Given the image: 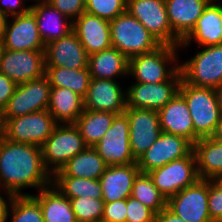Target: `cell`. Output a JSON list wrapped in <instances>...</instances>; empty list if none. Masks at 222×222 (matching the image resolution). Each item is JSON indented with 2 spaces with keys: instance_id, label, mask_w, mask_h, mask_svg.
<instances>
[{
  "instance_id": "cell-1",
  "label": "cell",
  "mask_w": 222,
  "mask_h": 222,
  "mask_svg": "<svg viewBox=\"0 0 222 222\" xmlns=\"http://www.w3.org/2000/svg\"><path fill=\"white\" fill-rule=\"evenodd\" d=\"M51 184L40 146L0 138V189L13 196H31L23 190L39 191Z\"/></svg>"
},
{
  "instance_id": "cell-2",
  "label": "cell",
  "mask_w": 222,
  "mask_h": 222,
  "mask_svg": "<svg viewBox=\"0 0 222 222\" xmlns=\"http://www.w3.org/2000/svg\"><path fill=\"white\" fill-rule=\"evenodd\" d=\"M179 46L161 44L157 49L129 59L128 76L135 82L160 83L170 80L179 70Z\"/></svg>"
},
{
  "instance_id": "cell-3",
  "label": "cell",
  "mask_w": 222,
  "mask_h": 222,
  "mask_svg": "<svg viewBox=\"0 0 222 222\" xmlns=\"http://www.w3.org/2000/svg\"><path fill=\"white\" fill-rule=\"evenodd\" d=\"M185 100L194 126V134L200 138L211 137L221 118L215 90L197 87L181 80L178 92Z\"/></svg>"
},
{
  "instance_id": "cell-4",
  "label": "cell",
  "mask_w": 222,
  "mask_h": 222,
  "mask_svg": "<svg viewBox=\"0 0 222 222\" xmlns=\"http://www.w3.org/2000/svg\"><path fill=\"white\" fill-rule=\"evenodd\" d=\"M112 47L128 59L151 52L161 43L127 11L109 21Z\"/></svg>"
},
{
  "instance_id": "cell-5",
  "label": "cell",
  "mask_w": 222,
  "mask_h": 222,
  "mask_svg": "<svg viewBox=\"0 0 222 222\" xmlns=\"http://www.w3.org/2000/svg\"><path fill=\"white\" fill-rule=\"evenodd\" d=\"M197 50L190 59L182 63L180 60L182 79L197 87L215 89L222 84V44L200 46Z\"/></svg>"
},
{
  "instance_id": "cell-6",
  "label": "cell",
  "mask_w": 222,
  "mask_h": 222,
  "mask_svg": "<svg viewBox=\"0 0 222 222\" xmlns=\"http://www.w3.org/2000/svg\"><path fill=\"white\" fill-rule=\"evenodd\" d=\"M86 147L75 124H57L52 134L41 145L44 165L53 176Z\"/></svg>"
},
{
  "instance_id": "cell-7",
  "label": "cell",
  "mask_w": 222,
  "mask_h": 222,
  "mask_svg": "<svg viewBox=\"0 0 222 222\" xmlns=\"http://www.w3.org/2000/svg\"><path fill=\"white\" fill-rule=\"evenodd\" d=\"M126 11L135 17L161 44L179 46L172 31L165 0H127Z\"/></svg>"
},
{
  "instance_id": "cell-8",
  "label": "cell",
  "mask_w": 222,
  "mask_h": 222,
  "mask_svg": "<svg viewBox=\"0 0 222 222\" xmlns=\"http://www.w3.org/2000/svg\"><path fill=\"white\" fill-rule=\"evenodd\" d=\"M3 137L9 141L40 146L52 134L57 123L48 110L2 119Z\"/></svg>"
},
{
  "instance_id": "cell-9",
  "label": "cell",
  "mask_w": 222,
  "mask_h": 222,
  "mask_svg": "<svg viewBox=\"0 0 222 222\" xmlns=\"http://www.w3.org/2000/svg\"><path fill=\"white\" fill-rule=\"evenodd\" d=\"M148 174L166 200L200 179L193 151L184 158L151 170Z\"/></svg>"
},
{
  "instance_id": "cell-10",
  "label": "cell",
  "mask_w": 222,
  "mask_h": 222,
  "mask_svg": "<svg viewBox=\"0 0 222 222\" xmlns=\"http://www.w3.org/2000/svg\"><path fill=\"white\" fill-rule=\"evenodd\" d=\"M51 85L48 77L17 84L13 96L3 109L2 119H11L48 110Z\"/></svg>"
},
{
  "instance_id": "cell-11",
  "label": "cell",
  "mask_w": 222,
  "mask_h": 222,
  "mask_svg": "<svg viewBox=\"0 0 222 222\" xmlns=\"http://www.w3.org/2000/svg\"><path fill=\"white\" fill-rule=\"evenodd\" d=\"M182 80L179 70L170 80L160 83L132 82L126 87V107L160 110L178 92Z\"/></svg>"
},
{
  "instance_id": "cell-12",
  "label": "cell",
  "mask_w": 222,
  "mask_h": 222,
  "mask_svg": "<svg viewBox=\"0 0 222 222\" xmlns=\"http://www.w3.org/2000/svg\"><path fill=\"white\" fill-rule=\"evenodd\" d=\"M108 166L136 163L129 141V120L117 115L102 139L93 147Z\"/></svg>"
},
{
  "instance_id": "cell-13",
  "label": "cell",
  "mask_w": 222,
  "mask_h": 222,
  "mask_svg": "<svg viewBox=\"0 0 222 222\" xmlns=\"http://www.w3.org/2000/svg\"><path fill=\"white\" fill-rule=\"evenodd\" d=\"M167 208L186 222H213L208 209V180L199 179L170 197Z\"/></svg>"
},
{
  "instance_id": "cell-14",
  "label": "cell",
  "mask_w": 222,
  "mask_h": 222,
  "mask_svg": "<svg viewBox=\"0 0 222 222\" xmlns=\"http://www.w3.org/2000/svg\"><path fill=\"white\" fill-rule=\"evenodd\" d=\"M193 151V143L185 137L162 132L160 137L137 160L140 173H148Z\"/></svg>"
},
{
  "instance_id": "cell-15",
  "label": "cell",
  "mask_w": 222,
  "mask_h": 222,
  "mask_svg": "<svg viewBox=\"0 0 222 222\" xmlns=\"http://www.w3.org/2000/svg\"><path fill=\"white\" fill-rule=\"evenodd\" d=\"M45 50H6L0 60V72L16 84L45 75Z\"/></svg>"
},
{
  "instance_id": "cell-16",
  "label": "cell",
  "mask_w": 222,
  "mask_h": 222,
  "mask_svg": "<svg viewBox=\"0 0 222 222\" xmlns=\"http://www.w3.org/2000/svg\"><path fill=\"white\" fill-rule=\"evenodd\" d=\"M124 114L129 120V141L133 157L137 160L162 133L158 112L126 107Z\"/></svg>"
},
{
  "instance_id": "cell-17",
  "label": "cell",
  "mask_w": 222,
  "mask_h": 222,
  "mask_svg": "<svg viewBox=\"0 0 222 222\" xmlns=\"http://www.w3.org/2000/svg\"><path fill=\"white\" fill-rule=\"evenodd\" d=\"M117 80L91 78L83 98L85 110L123 114L126 109V89Z\"/></svg>"
},
{
  "instance_id": "cell-18",
  "label": "cell",
  "mask_w": 222,
  "mask_h": 222,
  "mask_svg": "<svg viewBox=\"0 0 222 222\" xmlns=\"http://www.w3.org/2000/svg\"><path fill=\"white\" fill-rule=\"evenodd\" d=\"M2 42L6 50H45L35 15L31 11L8 17Z\"/></svg>"
},
{
  "instance_id": "cell-19",
  "label": "cell",
  "mask_w": 222,
  "mask_h": 222,
  "mask_svg": "<svg viewBox=\"0 0 222 222\" xmlns=\"http://www.w3.org/2000/svg\"><path fill=\"white\" fill-rule=\"evenodd\" d=\"M222 0H212L204 9L193 29L181 40L179 49L222 44Z\"/></svg>"
},
{
  "instance_id": "cell-20",
  "label": "cell",
  "mask_w": 222,
  "mask_h": 222,
  "mask_svg": "<svg viewBox=\"0 0 222 222\" xmlns=\"http://www.w3.org/2000/svg\"><path fill=\"white\" fill-rule=\"evenodd\" d=\"M89 55L74 31L45 45V67L82 69L88 67Z\"/></svg>"
},
{
  "instance_id": "cell-21",
  "label": "cell",
  "mask_w": 222,
  "mask_h": 222,
  "mask_svg": "<svg viewBox=\"0 0 222 222\" xmlns=\"http://www.w3.org/2000/svg\"><path fill=\"white\" fill-rule=\"evenodd\" d=\"M73 31L88 55L112 47L108 20L83 12L73 21Z\"/></svg>"
},
{
  "instance_id": "cell-22",
  "label": "cell",
  "mask_w": 222,
  "mask_h": 222,
  "mask_svg": "<svg viewBox=\"0 0 222 222\" xmlns=\"http://www.w3.org/2000/svg\"><path fill=\"white\" fill-rule=\"evenodd\" d=\"M139 173L137 163L108 166L99 179L102 200L110 203L130 197L134 180Z\"/></svg>"
},
{
  "instance_id": "cell-23",
  "label": "cell",
  "mask_w": 222,
  "mask_h": 222,
  "mask_svg": "<svg viewBox=\"0 0 222 222\" xmlns=\"http://www.w3.org/2000/svg\"><path fill=\"white\" fill-rule=\"evenodd\" d=\"M162 132L187 138L193 144L199 139L184 98L177 93L165 106L158 110Z\"/></svg>"
},
{
  "instance_id": "cell-24",
  "label": "cell",
  "mask_w": 222,
  "mask_h": 222,
  "mask_svg": "<svg viewBox=\"0 0 222 222\" xmlns=\"http://www.w3.org/2000/svg\"><path fill=\"white\" fill-rule=\"evenodd\" d=\"M30 11L35 15L39 35L45 45L73 31V21L48 1L32 4Z\"/></svg>"
},
{
  "instance_id": "cell-25",
  "label": "cell",
  "mask_w": 222,
  "mask_h": 222,
  "mask_svg": "<svg viewBox=\"0 0 222 222\" xmlns=\"http://www.w3.org/2000/svg\"><path fill=\"white\" fill-rule=\"evenodd\" d=\"M212 0H165L172 31L182 40Z\"/></svg>"
},
{
  "instance_id": "cell-26",
  "label": "cell",
  "mask_w": 222,
  "mask_h": 222,
  "mask_svg": "<svg viewBox=\"0 0 222 222\" xmlns=\"http://www.w3.org/2000/svg\"><path fill=\"white\" fill-rule=\"evenodd\" d=\"M88 68L91 78L95 79L129 78V59L114 47L89 55Z\"/></svg>"
},
{
  "instance_id": "cell-27",
  "label": "cell",
  "mask_w": 222,
  "mask_h": 222,
  "mask_svg": "<svg viewBox=\"0 0 222 222\" xmlns=\"http://www.w3.org/2000/svg\"><path fill=\"white\" fill-rule=\"evenodd\" d=\"M83 110L80 95L66 87H51L48 112L57 124H75Z\"/></svg>"
},
{
  "instance_id": "cell-28",
  "label": "cell",
  "mask_w": 222,
  "mask_h": 222,
  "mask_svg": "<svg viewBox=\"0 0 222 222\" xmlns=\"http://www.w3.org/2000/svg\"><path fill=\"white\" fill-rule=\"evenodd\" d=\"M193 152L200 179L217 180L222 175V142L200 138L193 144Z\"/></svg>"
},
{
  "instance_id": "cell-29",
  "label": "cell",
  "mask_w": 222,
  "mask_h": 222,
  "mask_svg": "<svg viewBox=\"0 0 222 222\" xmlns=\"http://www.w3.org/2000/svg\"><path fill=\"white\" fill-rule=\"evenodd\" d=\"M31 196L40 204L44 222H77L70 199L53 184Z\"/></svg>"
},
{
  "instance_id": "cell-30",
  "label": "cell",
  "mask_w": 222,
  "mask_h": 222,
  "mask_svg": "<svg viewBox=\"0 0 222 222\" xmlns=\"http://www.w3.org/2000/svg\"><path fill=\"white\" fill-rule=\"evenodd\" d=\"M108 165L93 147H86L53 176H72L99 180Z\"/></svg>"
},
{
  "instance_id": "cell-31",
  "label": "cell",
  "mask_w": 222,
  "mask_h": 222,
  "mask_svg": "<svg viewBox=\"0 0 222 222\" xmlns=\"http://www.w3.org/2000/svg\"><path fill=\"white\" fill-rule=\"evenodd\" d=\"M118 114L105 111L83 110L77 118L78 127L87 147H94L105 135Z\"/></svg>"
},
{
  "instance_id": "cell-32",
  "label": "cell",
  "mask_w": 222,
  "mask_h": 222,
  "mask_svg": "<svg viewBox=\"0 0 222 222\" xmlns=\"http://www.w3.org/2000/svg\"><path fill=\"white\" fill-rule=\"evenodd\" d=\"M45 75L50 81L51 87L69 88L82 98L85 97L91 75L89 68L67 69L64 67H45Z\"/></svg>"
},
{
  "instance_id": "cell-33",
  "label": "cell",
  "mask_w": 222,
  "mask_h": 222,
  "mask_svg": "<svg viewBox=\"0 0 222 222\" xmlns=\"http://www.w3.org/2000/svg\"><path fill=\"white\" fill-rule=\"evenodd\" d=\"M52 184L68 199L82 196L102 199V188L96 179L52 176Z\"/></svg>"
},
{
  "instance_id": "cell-34",
  "label": "cell",
  "mask_w": 222,
  "mask_h": 222,
  "mask_svg": "<svg viewBox=\"0 0 222 222\" xmlns=\"http://www.w3.org/2000/svg\"><path fill=\"white\" fill-rule=\"evenodd\" d=\"M131 197L139 200L155 214L167 207L166 198L156 188L148 173H139L135 178Z\"/></svg>"
},
{
  "instance_id": "cell-35",
  "label": "cell",
  "mask_w": 222,
  "mask_h": 222,
  "mask_svg": "<svg viewBox=\"0 0 222 222\" xmlns=\"http://www.w3.org/2000/svg\"><path fill=\"white\" fill-rule=\"evenodd\" d=\"M44 222L40 204L32 196H14L7 222Z\"/></svg>"
},
{
  "instance_id": "cell-36",
  "label": "cell",
  "mask_w": 222,
  "mask_h": 222,
  "mask_svg": "<svg viewBox=\"0 0 222 222\" xmlns=\"http://www.w3.org/2000/svg\"><path fill=\"white\" fill-rule=\"evenodd\" d=\"M77 222H98L102 219L105 202L86 196L70 199Z\"/></svg>"
},
{
  "instance_id": "cell-37",
  "label": "cell",
  "mask_w": 222,
  "mask_h": 222,
  "mask_svg": "<svg viewBox=\"0 0 222 222\" xmlns=\"http://www.w3.org/2000/svg\"><path fill=\"white\" fill-rule=\"evenodd\" d=\"M127 0H86L85 12L111 21L126 12Z\"/></svg>"
},
{
  "instance_id": "cell-38",
  "label": "cell",
  "mask_w": 222,
  "mask_h": 222,
  "mask_svg": "<svg viewBox=\"0 0 222 222\" xmlns=\"http://www.w3.org/2000/svg\"><path fill=\"white\" fill-rule=\"evenodd\" d=\"M208 209L213 222L222 221V184L218 180H208Z\"/></svg>"
},
{
  "instance_id": "cell-39",
  "label": "cell",
  "mask_w": 222,
  "mask_h": 222,
  "mask_svg": "<svg viewBox=\"0 0 222 222\" xmlns=\"http://www.w3.org/2000/svg\"><path fill=\"white\" fill-rule=\"evenodd\" d=\"M126 222H155V213L131 196L126 199Z\"/></svg>"
},
{
  "instance_id": "cell-40",
  "label": "cell",
  "mask_w": 222,
  "mask_h": 222,
  "mask_svg": "<svg viewBox=\"0 0 222 222\" xmlns=\"http://www.w3.org/2000/svg\"><path fill=\"white\" fill-rule=\"evenodd\" d=\"M86 0H49L50 4L72 21L85 12Z\"/></svg>"
},
{
  "instance_id": "cell-41",
  "label": "cell",
  "mask_w": 222,
  "mask_h": 222,
  "mask_svg": "<svg viewBox=\"0 0 222 222\" xmlns=\"http://www.w3.org/2000/svg\"><path fill=\"white\" fill-rule=\"evenodd\" d=\"M126 199L105 203L102 221L105 222H126Z\"/></svg>"
},
{
  "instance_id": "cell-42",
  "label": "cell",
  "mask_w": 222,
  "mask_h": 222,
  "mask_svg": "<svg viewBox=\"0 0 222 222\" xmlns=\"http://www.w3.org/2000/svg\"><path fill=\"white\" fill-rule=\"evenodd\" d=\"M28 0H0V10L8 17L22 15L31 10V5L26 6Z\"/></svg>"
},
{
  "instance_id": "cell-43",
  "label": "cell",
  "mask_w": 222,
  "mask_h": 222,
  "mask_svg": "<svg viewBox=\"0 0 222 222\" xmlns=\"http://www.w3.org/2000/svg\"><path fill=\"white\" fill-rule=\"evenodd\" d=\"M17 84L0 72V111L7 106L9 99L13 96Z\"/></svg>"
},
{
  "instance_id": "cell-44",
  "label": "cell",
  "mask_w": 222,
  "mask_h": 222,
  "mask_svg": "<svg viewBox=\"0 0 222 222\" xmlns=\"http://www.w3.org/2000/svg\"><path fill=\"white\" fill-rule=\"evenodd\" d=\"M0 192V222H7L9 208L14 196L2 189H0Z\"/></svg>"
},
{
  "instance_id": "cell-45",
  "label": "cell",
  "mask_w": 222,
  "mask_h": 222,
  "mask_svg": "<svg viewBox=\"0 0 222 222\" xmlns=\"http://www.w3.org/2000/svg\"><path fill=\"white\" fill-rule=\"evenodd\" d=\"M155 222H186L179 216L175 215L167 207L162 209L158 214L155 215Z\"/></svg>"
},
{
  "instance_id": "cell-46",
  "label": "cell",
  "mask_w": 222,
  "mask_h": 222,
  "mask_svg": "<svg viewBox=\"0 0 222 222\" xmlns=\"http://www.w3.org/2000/svg\"><path fill=\"white\" fill-rule=\"evenodd\" d=\"M211 137L214 140L222 142V116H221V118L216 126V129Z\"/></svg>"
},
{
  "instance_id": "cell-47",
  "label": "cell",
  "mask_w": 222,
  "mask_h": 222,
  "mask_svg": "<svg viewBox=\"0 0 222 222\" xmlns=\"http://www.w3.org/2000/svg\"><path fill=\"white\" fill-rule=\"evenodd\" d=\"M8 16L0 10V39H2L4 30L6 28Z\"/></svg>"
},
{
  "instance_id": "cell-48",
  "label": "cell",
  "mask_w": 222,
  "mask_h": 222,
  "mask_svg": "<svg viewBox=\"0 0 222 222\" xmlns=\"http://www.w3.org/2000/svg\"><path fill=\"white\" fill-rule=\"evenodd\" d=\"M214 90H215V93H216V96H217V101H218L220 113H221V116H222V84L219 85Z\"/></svg>"
},
{
  "instance_id": "cell-49",
  "label": "cell",
  "mask_w": 222,
  "mask_h": 222,
  "mask_svg": "<svg viewBox=\"0 0 222 222\" xmlns=\"http://www.w3.org/2000/svg\"><path fill=\"white\" fill-rule=\"evenodd\" d=\"M3 136V122H2V113L0 111V138Z\"/></svg>"
},
{
  "instance_id": "cell-50",
  "label": "cell",
  "mask_w": 222,
  "mask_h": 222,
  "mask_svg": "<svg viewBox=\"0 0 222 222\" xmlns=\"http://www.w3.org/2000/svg\"><path fill=\"white\" fill-rule=\"evenodd\" d=\"M3 51H4V46H3L2 39H0V60L2 58Z\"/></svg>"
},
{
  "instance_id": "cell-51",
  "label": "cell",
  "mask_w": 222,
  "mask_h": 222,
  "mask_svg": "<svg viewBox=\"0 0 222 222\" xmlns=\"http://www.w3.org/2000/svg\"><path fill=\"white\" fill-rule=\"evenodd\" d=\"M29 2H30V0H28ZM31 1H33L34 3H36V2H45V1H49V0H31Z\"/></svg>"
},
{
  "instance_id": "cell-52",
  "label": "cell",
  "mask_w": 222,
  "mask_h": 222,
  "mask_svg": "<svg viewBox=\"0 0 222 222\" xmlns=\"http://www.w3.org/2000/svg\"><path fill=\"white\" fill-rule=\"evenodd\" d=\"M217 180L222 184V175Z\"/></svg>"
}]
</instances>
